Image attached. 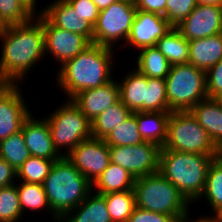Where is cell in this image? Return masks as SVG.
Masks as SVG:
<instances>
[{
  "label": "cell",
  "instance_id": "obj_1",
  "mask_svg": "<svg viewBox=\"0 0 222 222\" xmlns=\"http://www.w3.org/2000/svg\"><path fill=\"white\" fill-rule=\"evenodd\" d=\"M0 39V70L12 84H20L46 55L42 22L34 16L23 24L2 27Z\"/></svg>",
  "mask_w": 222,
  "mask_h": 222
},
{
  "label": "cell",
  "instance_id": "obj_2",
  "mask_svg": "<svg viewBox=\"0 0 222 222\" xmlns=\"http://www.w3.org/2000/svg\"><path fill=\"white\" fill-rule=\"evenodd\" d=\"M114 49L91 43L76 57L66 61L57 71V85L71 100L81 91L101 87L112 77Z\"/></svg>",
  "mask_w": 222,
  "mask_h": 222
},
{
  "label": "cell",
  "instance_id": "obj_3",
  "mask_svg": "<svg viewBox=\"0 0 222 222\" xmlns=\"http://www.w3.org/2000/svg\"><path fill=\"white\" fill-rule=\"evenodd\" d=\"M42 185L52 219L57 222L92 191V183L65 156L54 162Z\"/></svg>",
  "mask_w": 222,
  "mask_h": 222
},
{
  "label": "cell",
  "instance_id": "obj_4",
  "mask_svg": "<svg viewBox=\"0 0 222 222\" xmlns=\"http://www.w3.org/2000/svg\"><path fill=\"white\" fill-rule=\"evenodd\" d=\"M216 157L217 155L186 153L162 147L159 155V173L192 204L200 201L209 165Z\"/></svg>",
  "mask_w": 222,
  "mask_h": 222
},
{
  "label": "cell",
  "instance_id": "obj_5",
  "mask_svg": "<svg viewBox=\"0 0 222 222\" xmlns=\"http://www.w3.org/2000/svg\"><path fill=\"white\" fill-rule=\"evenodd\" d=\"M133 190L136 207L173 216L178 222L191 215V204L159 172L135 179Z\"/></svg>",
  "mask_w": 222,
  "mask_h": 222
},
{
  "label": "cell",
  "instance_id": "obj_6",
  "mask_svg": "<svg viewBox=\"0 0 222 222\" xmlns=\"http://www.w3.org/2000/svg\"><path fill=\"white\" fill-rule=\"evenodd\" d=\"M169 109L190 111L208 97L206 71L190 63L172 65L165 78Z\"/></svg>",
  "mask_w": 222,
  "mask_h": 222
},
{
  "label": "cell",
  "instance_id": "obj_7",
  "mask_svg": "<svg viewBox=\"0 0 222 222\" xmlns=\"http://www.w3.org/2000/svg\"><path fill=\"white\" fill-rule=\"evenodd\" d=\"M45 119L50 127L53 145L62 156H66L82 141L92 137L91 121L72 100L64 101L59 108L50 113ZM63 147L65 153L60 152Z\"/></svg>",
  "mask_w": 222,
  "mask_h": 222
},
{
  "label": "cell",
  "instance_id": "obj_8",
  "mask_svg": "<svg viewBox=\"0 0 222 222\" xmlns=\"http://www.w3.org/2000/svg\"><path fill=\"white\" fill-rule=\"evenodd\" d=\"M164 149L218 155V147L190 111H173L168 120Z\"/></svg>",
  "mask_w": 222,
  "mask_h": 222
},
{
  "label": "cell",
  "instance_id": "obj_9",
  "mask_svg": "<svg viewBox=\"0 0 222 222\" xmlns=\"http://www.w3.org/2000/svg\"><path fill=\"white\" fill-rule=\"evenodd\" d=\"M137 8L134 3L116 0L99 11L93 26V43L113 48L118 41H127Z\"/></svg>",
  "mask_w": 222,
  "mask_h": 222
},
{
  "label": "cell",
  "instance_id": "obj_10",
  "mask_svg": "<svg viewBox=\"0 0 222 222\" xmlns=\"http://www.w3.org/2000/svg\"><path fill=\"white\" fill-rule=\"evenodd\" d=\"M160 150L157 144L146 141L132 146H109L110 162L137 179L159 172Z\"/></svg>",
  "mask_w": 222,
  "mask_h": 222
},
{
  "label": "cell",
  "instance_id": "obj_11",
  "mask_svg": "<svg viewBox=\"0 0 222 222\" xmlns=\"http://www.w3.org/2000/svg\"><path fill=\"white\" fill-rule=\"evenodd\" d=\"M35 16L42 22L45 54L50 53L60 66L76 57L91 44L80 34L53 26L42 14Z\"/></svg>",
  "mask_w": 222,
  "mask_h": 222
},
{
  "label": "cell",
  "instance_id": "obj_12",
  "mask_svg": "<svg viewBox=\"0 0 222 222\" xmlns=\"http://www.w3.org/2000/svg\"><path fill=\"white\" fill-rule=\"evenodd\" d=\"M91 183L110 163L109 146L104 139L89 138L82 141L65 156Z\"/></svg>",
  "mask_w": 222,
  "mask_h": 222
},
{
  "label": "cell",
  "instance_id": "obj_13",
  "mask_svg": "<svg viewBox=\"0 0 222 222\" xmlns=\"http://www.w3.org/2000/svg\"><path fill=\"white\" fill-rule=\"evenodd\" d=\"M175 28L188 41L222 33V6L197 4Z\"/></svg>",
  "mask_w": 222,
  "mask_h": 222
},
{
  "label": "cell",
  "instance_id": "obj_14",
  "mask_svg": "<svg viewBox=\"0 0 222 222\" xmlns=\"http://www.w3.org/2000/svg\"><path fill=\"white\" fill-rule=\"evenodd\" d=\"M20 87L11 84L0 94V141L21 131L24 120L31 114Z\"/></svg>",
  "mask_w": 222,
  "mask_h": 222
},
{
  "label": "cell",
  "instance_id": "obj_15",
  "mask_svg": "<svg viewBox=\"0 0 222 222\" xmlns=\"http://www.w3.org/2000/svg\"><path fill=\"white\" fill-rule=\"evenodd\" d=\"M173 26L161 14L137 10L126 44L136 49L155 46Z\"/></svg>",
  "mask_w": 222,
  "mask_h": 222
},
{
  "label": "cell",
  "instance_id": "obj_16",
  "mask_svg": "<svg viewBox=\"0 0 222 222\" xmlns=\"http://www.w3.org/2000/svg\"><path fill=\"white\" fill-rule=\"evenodd\" d=\"M32 112L33 111H31V114L24 120L21 127L30 155L49 160H59L62 155L58 153L53 145L47 120L45 118L43 119V117H41V119L37 118L36 120Z\"/></svg>",
  "mask_w": 222,
  "mask_h": 222
},
{
  "label": "cell",
  "instance_id": "obj_17",
  "mask_svg": "<svg viewBox=\"0 0 222 222\" xmlns=\"http://www.w3.org/2000/svg\"><path fill=\"white\" fill-rule=\"evenodd\" d=\"M119 99L118 81L113 79L101 87L81 91L71 100L92 122L99 114L104 112L110 105L115 104Z\"/></svg>",
  "mask_w": 222,
  "mask_h": 222
},
{
  "label": "cell",
  "instance_id": "obj_18",
  "mask_svg": "<svg viewBox=\"0 0 222 222\" xmlns=\"http://www.w3.org/2000/svg\"><path fill=\"white\" fill-rule=\"evenodd\" d=\"M52 3V4H51ZM39 12L53 26L74 32L84 36L90 43H93V25L87 20H81L78 13L66 0H55Z\"/></svg>",
  "mask_w": 222,
  "mask_h": 222
},
{
  "label": "cell",
  "instance_id": "obj_19",
  "mask_svg": "<svg viewBox=\"0 0 222 222\" xmlns=\"http://www.w3.org/2000/svg\"><path fill=\"white\" fill-rule=\"evenodd\" d=\"M121 80H118L120 101L132 113L146 112L147 76L133 67Z\"/></svg>",
  "mask_w": 222,
  "mask_h": 222
},
{
  "label": "cell",
  "instance_id": "obj_20",
  "mask_svg": "<svg viewBox=\"0 0 222 222\" xmlns=\"http://www.w3.org/2000/svg\"><path fill=\"white\" fill-rule=\"evenodd\" d=\"M189 63L207 71L222 59V33L189 41Z\"/></svg>",
  "mask_w": 222,
  "mask_h": 222
},
{
  "label": "cell",
  "instance_id": "obj_21",
  "mask_svg": "<svg viewBox=\"0 0 222 222\" xmlns=\"http://www.w3.org/2000/svg\"><path fill=\"white\" fill-rule=\"evenodd\" d=\"M190 112L207 131L218 147L222 144V107L214 98H206L196 104Z\"/></svg>",
  "mask_w": 222,
  "mask_h": 222
},
{
  "label": "cell",
  "instance_id": "obj_22",
  "mask_svg": "<svg viewBox=\"0 0 222 222\" xmlns=\"http://www.w3.org/2000/svg\"><path fill=\"white\" fill-rule=\"evenodd\" d=\"M137 120L138 130L146 142L163 147L167 139L168 120L171 112H133Z\"/></svg>",
  "mask_w": 222,
  "mask_h": 222
},
{
  "label": "cell",
  "instance_id": "obj_23",
  "mask_svg": "<svg viewBox=\"0 0 222 222\" xmlns=\"http://www.w3.org/2000/svg\"><path fill=\"white\" fill-rule=\"evenodd\" d=\"M59 222H112V219L105 198L91 191L78 207L69 211Z\"/></svg>",
  "mask_w": 222,
  "mask_h": 222
},
{
  "label": "cell",
  "instance_id": "obj_24",
  "mask_svg": "<svg viewBox=\"0 0 222 222\" xmlns=\"http://www.w3.org/2000/svg\"><path fill=\"white\" fill-rule=\"evenodd\" d=\"M135 178L119 165L112 162L103 173L92 183V191L105 195L134 189Z\"/></svg>",
  "mask_w": 222,
  "mask_h": 222
},
{
  "label": "cell",
  "instance_id": "obj_25",
  "mask_svg": "<svg viewBox=\"0 0 222 222\" xmlns=\"http://www.w3.org/2000/svg\"><path fill=\"white\" fill-rule=\"evenodd\" d=\"M131 114L132 112L119 99L91 122L92 137L104 139L116 127L124 123Z\"/></svg>",
  "mask_w": 222,
  "mask_h": 222
},
{
  "label": "cell",
  "instance_id": "obj_26",
  "mask_svg": "<svg viewBox=\"0 0 222 222\" xmlns=\"http://www.w3.org/2000/svg\"><path fill=\"white\" fill-rule=\"evenodd\" d=\"M155 46L171 65L189 63V41L175 27L162 36Z\"/></svg>",
  "mask_w": 222,
  "mask_h": 222
},
{
  "label": "cell",
  "instance_id": "obj_27",
  "mask_svg": "<svg viewBox=\"0 0 222 222\" xmlns=\"http://www.w3.org/2000/svg\"><path fill=\"white\" fill-rule=\"evenodd\" d=\"M139 51L136 69L147 77L165 79L172 65L156 46L144 47Z\"/></svg>",
  "mask_w": 222,
  "mask_h": 222
},
{
  "label": "cell",
  "instance_id": "obj_28",
  "mask_svg": "<svg viewBox=\"0 0 222 222\" xmlns=\"http://www.w3.org/2000/svg\"><path fill=\"white\" fill-rule=\"evenodd\" d=\"M16 186L23 215L26 210L39 212L44 209L50 213V206L42 184L21 181Z\"/></svg>",
  "mask_w": 222,
  "mask_h": 222
},
{
  "label": "cell",
  "instance_id": "obj_29",
  "mask_svg": "<svg viewBox=\"0 0 222 222\" xmlns=\"http://www.w3.org/2000/svg\"><path fill=\"white\" fill-rule=\"evenodd\" d=\"M112 222H127L136 207L134 190L112 192L102 195Z\"/></svg>",
  "mask_w": 222,
  "mask_h": 222
},
{
  "label": "cell",
  "instance_id": "obj_30",
  "mask_svg": "<svg viewBox=\"0 0 222 222\" xmlns=\"http://www.w3.org/2000/svg\"><path fill=\"white\" fill-rule=\"evenodd\" d=\"M200 198H205L213 212L222 207V161L216 157L209 165L205 187Z\"/></svg>",
  "mask_w": 222,
  "mask_h": 222
},
{
  "label": "cell",
  "instance_id": "obj_31",
  "mask_svg": "<svg viewBox=\"0 0 222 222\" xmlns=\"http://www.w3.org/2000/svg\"><path fill=\"white\" fill-rule=\"evenodd\" d=\"M30 156L22 131L0 141V158L7 161L16 171Z\"/></svg>",
  "mask_w": 222,
  "mask_h": 222
},
{
  "label": "cell",
  "instance_id": "obj_32",
  "mask_svg": "<svg viewBox=\"0 0 222 222\" xmlns=\"http://www.w3.org/2000/svg\"><path fill=\"white\" fill-rule=\"evenodd\" d=\"M56 160L30 156L17 170V181L42 184Z\"/></svg>",
  "mask_w": 222,
  "mask_h": 222
},
{
  "label": "cell",
  "instance_id": "obj_33",
  "mask_svg": "<svg viewBox=\"0 0 222 222\" xmlns=\"http://www.w3.org/2000/svg\"><path fill=\"white\" fill-rule=\"evenodd\" d=\"M108 146H132L145 142L138 130L136 117H130L104 138Z\"/></svg>",
  "mask_w": 222,
  "mask_h": 222
},
{
  "label": "cell",
  "instance_id": "obj_34",
  "mask_svg": "<svg viewBox=\"0 0 222 222\" xmlns=\"http://www.w3.org/2000/svg\"><path fill=\"white\" fill-rule=\"evenodd\" d=\"M35 14L20 0H0V28L23 24Z\"/></svg>",
  "mask_w": 222,
  "mask_h": 222
},
{
  "label": "cell",
  "instance_id": "obj_35",
  "mask_svg": "<svg viewBox=\"0 0 222 222\" xmlns=\"http://www.w3.org/2000/svg\"><path fill=\"white\" fill-rule=\"evenodd\" d=\"M22 216L16 184L0 188V222H19Z\"/></svg>",
  "mask_w": 222,
  "mask_h": 222
},
{
  "label": "cell",
  "instance_id": "obj_36",
  "mask_svg": "<svg viewBox=\"0 0 222 222\" xmlns=\"http://www.w3.org/2000/svg\"><path fill=\"white\" fill-rule=\"evenodd\" d=\"M172 112L168 106L165 79L147 77L146 112Z\"/></svg>",
  "mask_w": 222,
  "mask_h": 222
},
{
  "label": "cell",
  "instance_id": "obj_37",
  "mask_svg": "<svg viewBox=\"0 0 222 222\" xmlns=\"http://www.w3.org/2000/svg\"><path fill=\"white\" fill-rule=\"evenodd\" d=\"M197 6L196 0H167L166 13L163 15L175 27Z\"/></svg>",
  "mask_w": 222,
  "mask_h": 222
},
{
  "label": "cell",
  "instance_id": "obj_38",
  "mask_svg": "<svg viewBox=\"0 0 222 222\" xmlns=\"http://www.w3.org/2000/svg\"><path fill=\"white\" fill-rule=\"evenodd\" d=\"M206 90L208 98L222 95V59L206 71Z\"/></svg>",
  "mask_w": 222,
  "mask_h": 222
},
{
  "label": "cell",
  "instance_id": "obj_39",
  "mask_svg": "<svg viewBox=\"0 0 222 222\" xmlns=\"http://www.w3.org/2000/svg\"><path fill=\"white\" fill-rule=\"evenodd\" d=\"M78 13L81 20H87L93 26L99 16V10L92 0H66Z\"/></svg>",
  "mask_w": 222,
  "mask_h": 222
},
{
  "label": "cell",
  "instance_id": "obj_40",
  "mask_svg": "<svg viewBox=\"0 0 222 222\" xmlns=\"http://www.w3.org/2000/svg\"><path fill=\"white\" fill-rule=\"evenodd\" d=\"M127 222H178L173 216L135 207Z\"/></svg>",
  "mask_w": 222,
  "mask_h": 222
},
{
  "label": "cell",
  "instance_id": "obj_41",
  "mask_svg": "<svg viewBox=\"0 0 222 222\" xmlns=\"http://www.w3.org/2000/svg\"><path fill=\"white\" fill-rule=\"evenodd\" d=\"M166 2L167 0H136L134 4L137 10L164 15L166 13Z\"/></svg>",
  "mask_w": 222,
  "mask_h": 222
},
{
  "label": "cell",
  "instance_id": "obj_42",
  "mask_svg": "<svg viewBox=\"0 0 222 222\" xmlns=\"http://www.w3.org/2000/svg\"><path fill=\"white\" fill-rule=\"evenodd\" d=\"M17 171L4 159L0 158V188L9 186L18 182Z\"/></svg>",
  "mask_w": 222,
  "mask_h": 222
},
{
  "label": "cell",
  "instance_id": "obj_43",
  "mask_svg": "<svg viewBox=\"0 0 222 222\" xmlns=\"http://www.w3.org/2000/svg\"><path fill=\"white\" fill-rule=\"evenodd\" d=\"M92 1L97 6L98 10L101 11L109 7L116 0H92Z\"/></svg>",
  "mask_w": 222,
  "mask_h": 222
},
{
  "label": "cell",
  "instance_id": "obj_44",
  "mask_svg": "<svg viewBox=\"0 0 222 222\" xmlns=\"http://www.w3.org/2000/svg\"><path fill=\"white\" fill-rule=\"evenodd\" d=\"M12 83L4 76L0 70V94L3 93Z\"/></svg>",
  "mask_w": 222,
  "mask_h": 222
},
{
  "label": "cell",
  "instance_id": "obj_45",
  "mask_svg": "<svg viewBox=\"0 0 222 222\" xmlns=\"http://www.w3.org/2000/svg\"><path fill=\"white\" fill-rule=\"evenodd\" d=\"M197 4L222 6V0H196Z\"/></svg>",
  "mask_w": 222,
  "mask_h": 222
},
{
  "label": "cell",
  "instance_id": "obj_46",
  "mask_svg": "<svg viewBox=\"0 0 222 222\" xmlns=\"http://www.w3.org/2000/svg\"><path fill=\"white\" fill-rule=\"evenodd\" d=\"M22 1L34 14H38L36 12V0H20Z\"/></svg>",
  "mask_w": 222,
  "mask_h": 222
},
{
  "label": "cell",
  "instance_id": "obj_47",
  "mask_svg": "<svg viewBox=\"0 0 222 222\" xmlns=\"http://www.w3.org/2000/svg\"><path fill=\"white\" fill-rule=\"evenodd\" d=\"M179 222H213L209 216H202V217H199L197 220L194 219H190V217L186 218V219H183V220H180Z\"/></svg>",
  "mask_w": 222,
  "mask_h": 222
},
{
  "label": "cell",
  "instance_id": "obj_48",
  "mask_svg": "<svg viewBox=\"0 0 222 222\" xmlns=\"http://www.w3.org/2000/svg\"><path fill=\"white\" fill-rule=\"evenodd\" d=\"M214 214H215L214 217H213V215L211 216V214H210L209 218L213 222H222V207L220 209H218Z\"/></svg>",
  "mask_w": 222,
  "mask_h": 222
},
{
  "label": "cell",
  "instance_id": "obj_49",
  "mask_svg": "<svg viewBox=\"0 0 222 222\" xmlns=\"http://www.w3.org/2000/svg\"><path fill=\"white\" fill-rule=\"evenodd\" d=\"M217 157L222 161V144L218 146V155Z\"/></svg>",
  "mask_w": 222,
  "mask_h": 222
},
{
  "label": "cell",
  "instance_id": "obj_50",
  "mask_svg": "<svg viewBox=\"0 0 222 222\" xmlns=\"http://www.w3.org/2000/svg\"><path fill=\"white\" fill-rule=\"evenodd\" d=\"M216 100L218 101V103L221 105V107H222V95H220V96H218L217 98H216Z\"/></svg>",
  "mask_w": 222,
  "mask_h": 222
},
{
  "label": "cell",
  "instance_id": "obj_51",
  "mask_svg": "<svg viewBox=\"0 0 222 222\" xmlns=\"http://www.w3.org/2000/svg\"><path fill=\"white\" fill-rule=\"evenodd\" d=\"M120 1H127V2H130V3H135L136 0H120Z\"/></svg>",
  "mask_w": 222,
  "mask_h": 222
}]
</instances>
